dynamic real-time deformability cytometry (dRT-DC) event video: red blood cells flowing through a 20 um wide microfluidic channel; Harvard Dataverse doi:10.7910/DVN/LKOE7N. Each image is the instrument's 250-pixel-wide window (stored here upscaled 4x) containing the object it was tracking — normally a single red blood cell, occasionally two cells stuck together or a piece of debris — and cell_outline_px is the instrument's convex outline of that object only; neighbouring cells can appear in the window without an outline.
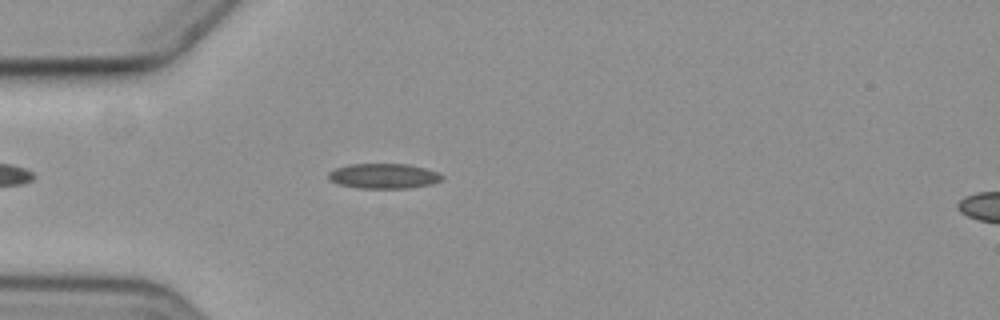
{"species": "common noctule bat (a hibernating species)", "species_latin": "Nyctalus noctula", "temperature_condition": "cold", "stored_images_in_passage": 48, "camera_frame_rate_fps": 3000, "um_per_image_px": 0.085, "animal": {"sex": "female", "body_mass_g": 19.3, "forearm_length_mm": 54.1}, "frame": {"image": 1, "passage_image": 7, "time_ms": 2.0, "image_size_px": [1000, 320], "cell_outline_px": [[444, 176], [440, 180], [432, 184], [408, 188], [356, 188], [336, 184], [328, 180], [328, 172], [336, 168], [348, 164], [408, 164], [424, 168], [436, 172]], "centroid_in_image_um": [32.55, 14.97], "position_along_channel_um": 52.4, "area_um2": 16.65}}
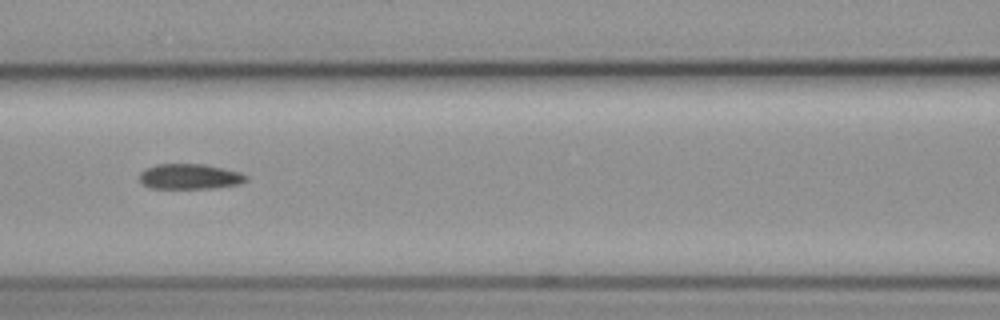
{"frame": {"image": 2, "passage_image": 16, "time_ms": 5.0, "image_size_px": [1000, 320], "cell_outline_px": [[248, 180], [240, 184], [212, 188], [152, 188], [144, 184], [140, 180], [140, 172], [156, 164], [204, 164], [240, 172], [248, 176]], "centroid_in_image_um": [16.16, 15.0], "position_along_channel_um": 150.4, "area_um2": 15.61}}
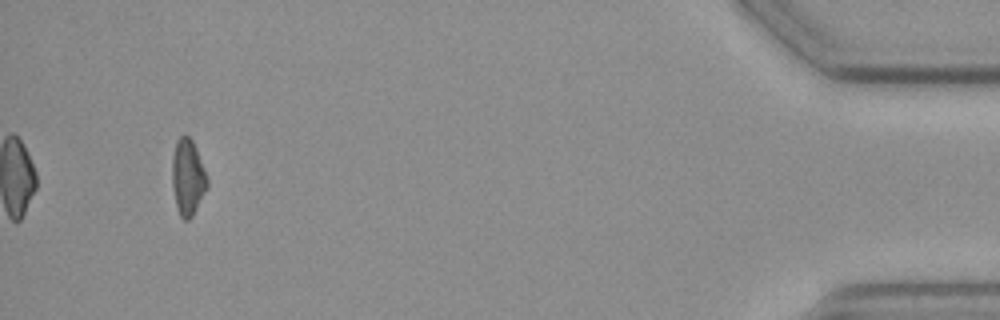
{"frame": {"image": 3, "passage_image": 45, "time_ms": 14.667, "image_size_px": [1000, 320], "cell_outline_px": [[208, 188], [192, 216], [188, 220], [184, 220], [180, 216], [176, 208], [172, 184], [172, 156], [176, 140], [180, 136], [188, 136], [192, 140], [196, 148], [208, 176]], "centroid_in_image_um": [15.96, 15.07], "position_along_channel_um": 419.2, "area_um2": 15.78}, "authors_computed_cell_mechanics": {"area_um2": 15.895, "velocity_mm_per_s": 3.6029, "shape_relaxation_time_tau1_ms": null, "shape_relaxation_time_tau2_ms": 5.4676, "deformation_change_tau1": null, "deformation_change_tau2": 0.1032}}